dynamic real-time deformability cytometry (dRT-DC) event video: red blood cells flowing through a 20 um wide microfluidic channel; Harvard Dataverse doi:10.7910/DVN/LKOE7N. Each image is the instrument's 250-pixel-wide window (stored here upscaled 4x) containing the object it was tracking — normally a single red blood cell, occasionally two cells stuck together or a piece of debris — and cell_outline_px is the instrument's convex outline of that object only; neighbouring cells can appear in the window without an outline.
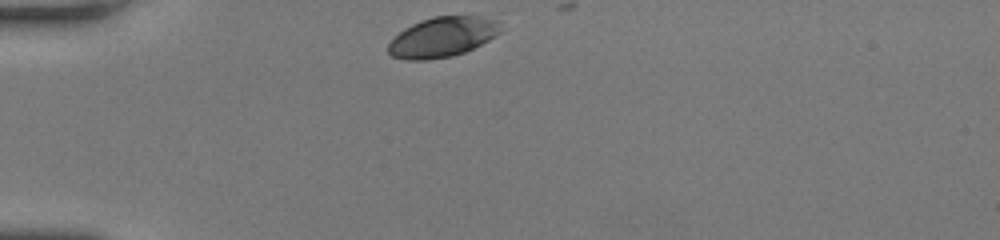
{"species": "human", "species_latin": "Homo sapiens", "temperature_condition": "room temperature", "stored_images_in_passage": 29, "camera_frame_rate_fps": 3000, "um_per_image_px": 0.085, "donor": {"sex": "female"}, "frame": {"image": 1, "passage_image": 1, "time_ms": 0.0, "image_size_px": [1000, 240], "cell_outline_px": [[500, 32], [496, 36], [464, 52], [452, 56], [428, 60], [404, 60], [392, 56], [388, 52], [388, 44], [404, 28], [420, 20], [432, 16], [476, 16], [496, 20]], "centroid_in_image_um": [37.56, 3.16], "position_along_channel_um": 47.4, "area_um2": 25.95}}
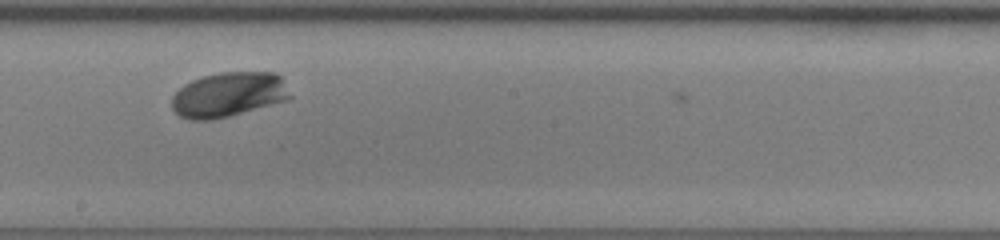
{"frame": {"image": 2, "passage_image": 17, "time_ms": 5.333, "image_size_px": [1000, 240], "cell_outline_px": [[292, 96], [288, 100], [228, 116], [212, 120], [192, 120], [180, 116], [172, 108], [172, 96], [184, 84], [192, 80], [204, 76], [220, 72], [276, 72], [280, 76]], "centroid_in_image_um": [19.43, 8.04], "position_along_channel_um": 228.8, "area_um2": 30.75}}
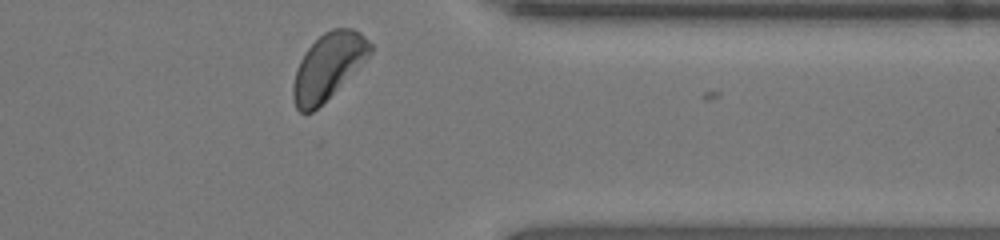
{"frame": {"image": 3, "passage_image": 29, "time_ms": 9.333, "image_size_px": [1000, 240], "cell_outline_px": [[372, 52], [312, 112], [300, 112], [296, 108], [292, 96], [292, 84], [296, 68], [304, 52], [324, 32], [332, 28], [352, 28], [360, 32], [372, 44]], "centroid_in_image_um": [27.85, 5.6], "position_along_channel_um": 383.6, "area_um2": 28.84}, "authors_computed_cell_mechanics": {"area_um2": 29.1312, "velocity_mm_per_s": 4.0003, "shape_relaxation_time_tau1_ms": 3.4101, "shape_relaxation_time_tau2_ms": null, "deformation_change_tau1": 0.139, "deformation_change_tau2": null}}